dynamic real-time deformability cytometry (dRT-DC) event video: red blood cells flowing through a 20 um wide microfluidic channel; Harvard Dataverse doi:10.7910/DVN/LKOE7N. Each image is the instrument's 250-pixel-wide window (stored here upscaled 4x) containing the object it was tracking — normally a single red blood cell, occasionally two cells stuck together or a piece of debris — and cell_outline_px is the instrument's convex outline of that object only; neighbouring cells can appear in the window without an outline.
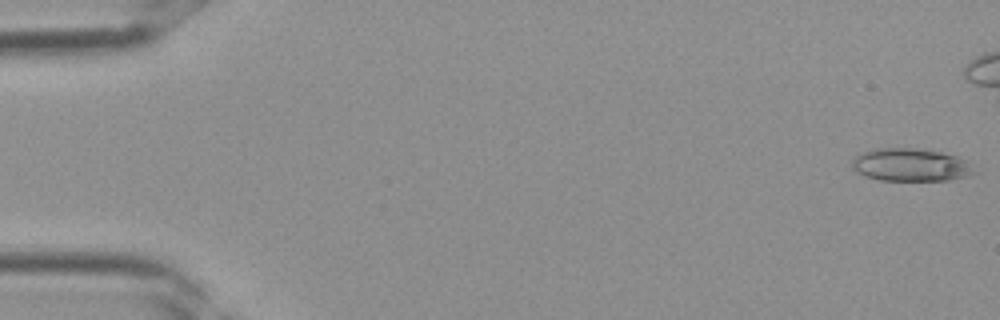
{"species": "Egyptian fruit bat (a non-hibernating species)", "species_latin": "Rousettus aegyptiacus", "temperature_condition": "room temperature", "stored_images_in_passage": 31, "camera_frame_rate_fps": 3000, "um_per_image_px": 0.085, "frame": {"image": 1, "passage_image": 1, "time_ms": 0.0, "image_size_px": [1000, 320], "cell_outline_px": [[980, 172], [968, 176], [948, 180], [880, 180], [864, 176], [856, 172], [852, 168], [852, 156], [876, 148], [916, 148], [940, 152], [956, 156], [964, 160]], "centroid_in_image_um": [77.39, 14.02], "position_along_channel_um": 7.6, "area_um2": 23.52}}
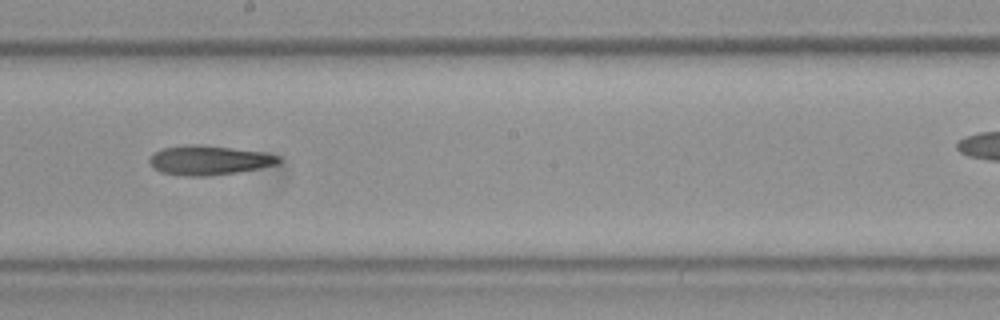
{"frame": {"image": 2, "passage_image": 21, "time_ms": 6.667, "image_size_px": [1000, 320], "cell_outline_px": [[280, 160], [276, 164], [260, 168], [236, 172], [208, 176], [188, 176], [160, 172], [148, 160], [156, 152], [164, 148], [184, 144], [200, 144], [264, 152], [280, 156]], "centroid_in_image_um": [17.78, 13.61], "position_along_channel_um": 230.4, "area_um2": 21.91}}
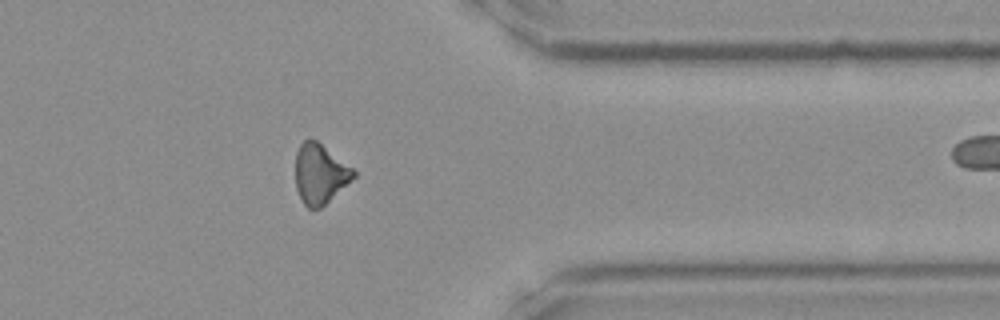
{"frame": {"image": 3, "passage_image": 30, "time_ms": 9.667, "image_size_px": [1000, 320], "cell_outline_px": [[356, 176], [320, 208], [308, 208], [304, 204], [296, 188], [296, 152], [300, 144], [308, 136], [316, 140], [352, 168], [356, 172]], "centroid_in_image_um": [27.18, 14.75], "position_along_channel_um": 384.2, "area_um2": 19.94}}